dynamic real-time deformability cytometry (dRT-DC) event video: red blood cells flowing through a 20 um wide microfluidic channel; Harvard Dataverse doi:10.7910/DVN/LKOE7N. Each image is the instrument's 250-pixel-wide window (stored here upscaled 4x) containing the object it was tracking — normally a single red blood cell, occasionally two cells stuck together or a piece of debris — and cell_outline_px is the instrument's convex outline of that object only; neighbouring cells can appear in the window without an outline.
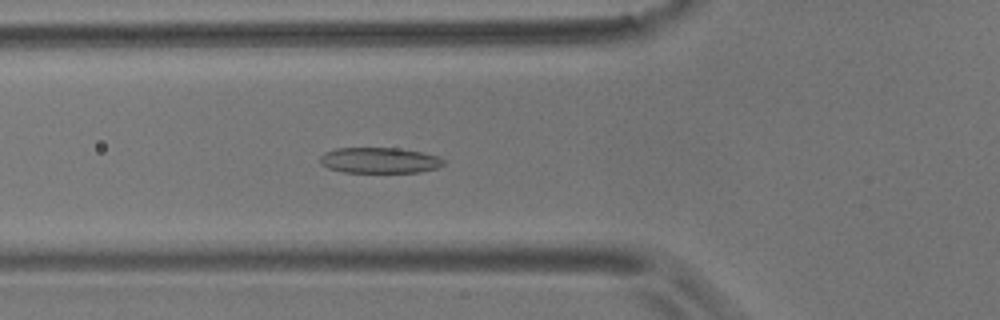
{"species": "common noctule bat (a hibernating species)", "species_latin": "Nyctalus noctula", "temperature_condition": "room temperature", "stored_images_in_passage": 56, "camera_frame_rate_fps": 3000, "um_per_image_px": 0.085, "animal": {"sex": "male", "body_mass_g": 17.9}, "frame": {"image": 1, "passage_image": 20, "time_ms": 6.333, "image_size_px": [1000, 320], "cell_outline_px": [[444, 164], [436, 168], [420, 172], [344, 172], [328, 168], [320, 164], [320, 156], [324, 152], [336, 148], [396, 148], [424, 152], [440, 156], [444, 160]], "centroid_in_image_um": [32.26, 13.62], "position_along_channel_um": 93.5, "area_um2": 18.61}}
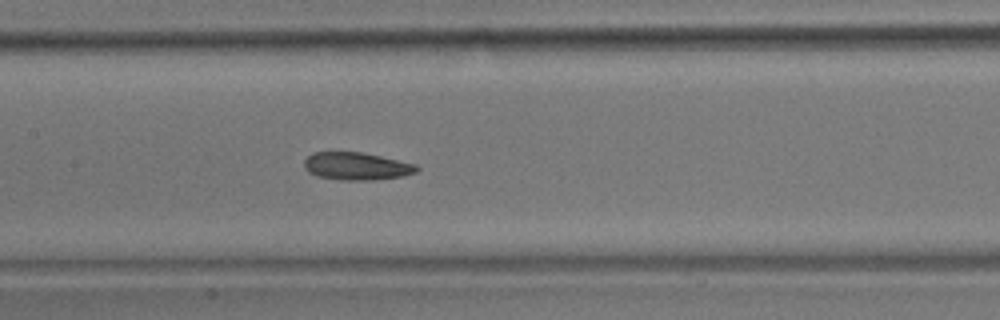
{"frame": {"image": 2, "passage_image": 27, "time_ms": 8.667, "image_size_px": [1000, 320], "cell_outline_px": [[420, 168], [416, 172], [400, 176], [372, 180], [340, 180], [316, 176], [308, 172], [304, 168], [304, 160], [312, 152], [360, 152], [380, 156], [416, 164]], "centroid_in_image_um": [30.26, 14.13], "position_along_channel_um": 177.1, "area_um2": 18.09}}
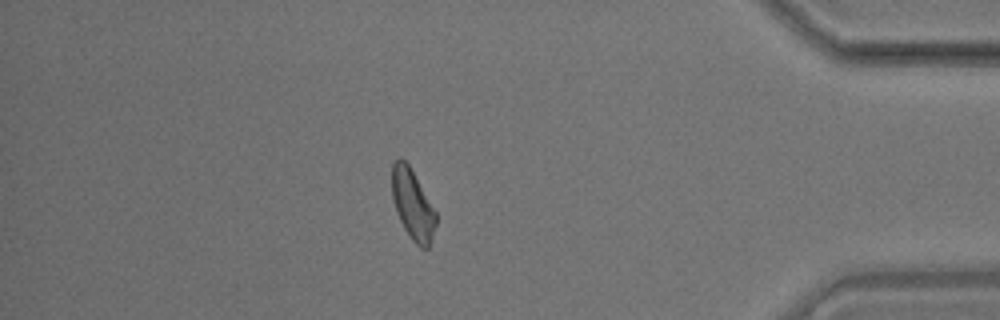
{"frame": {"image": 3, "passage_image": 49, "time_ms": 16.0, "image_size_px": [1000, 320], "cell_outline_px": [[436, 224], [428, 248], [420, 248], [412, 240], [404, 228], [396, 212], [392, 196], [392, 164], [400, 156], [408, 164], [436, 212]], "centroid_in_image_um": [35.06, 17.39], "position_along_channel_um": 400.1, "area_um2": 17.69}, "authors_computed_cell_mechanics": {"area_um2": 18.6694, "velocity_mm_per_s": 3.5508, "shape_relaxation_time_tau1_ms": 4.0708, "shape_relaxation_time_tau2_ms": 1.9339, "deformation_change_tau1": 0.1213, "deformation_change_tau2": 0.1054}}